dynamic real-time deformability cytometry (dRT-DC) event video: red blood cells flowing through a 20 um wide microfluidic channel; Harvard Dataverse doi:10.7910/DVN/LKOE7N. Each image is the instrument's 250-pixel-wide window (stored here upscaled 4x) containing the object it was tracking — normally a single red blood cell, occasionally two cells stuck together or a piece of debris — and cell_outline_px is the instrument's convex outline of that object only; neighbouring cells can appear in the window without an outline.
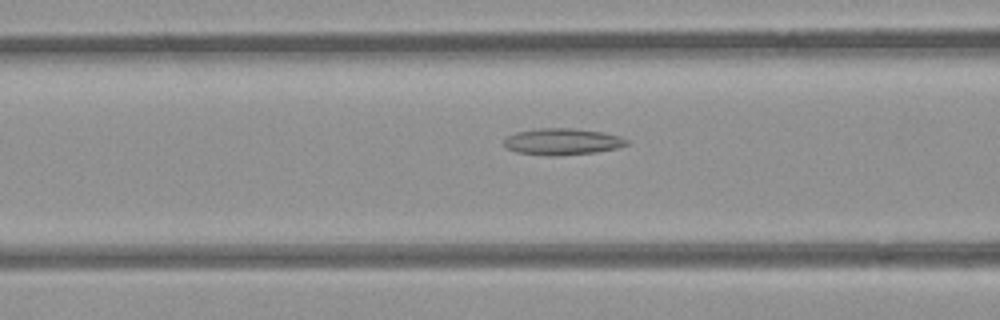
{"species": "common noctule bat (a hibernating species)", "species_latin": "Nyctalus noctula", "temperature_condition": "room temperature", "stored_images_in_passage": 38, "camera_frame_rate_fps": 3000, "um_per_image_px": 0.085, "animal": {"sex": "female", "body_mass_g": 21.9}, "frame": {"image": 1, "passage_image": 17, "time_ms": 5.333, "image_size_px": [1000, 320], "cell_outline_px": [[628, 144], [616, 148], [596, 152], [556, 156], [548, 156], [516, 152], [508, 148], [504, 144], [504, 140], [508, 136], [516, 132], [536, 128], [576, 128], [604, 132], [620, 136], [628, 140]], "centroid_in_image_um": [47.8, 12.03], "position_along_channel_um": 118.8, "area_um2": 19.07}}
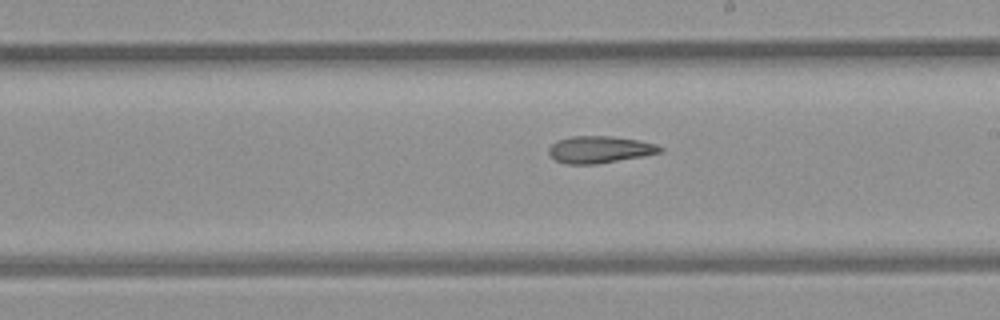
{"frame": {"image": 2, "passage_image": 26, "time_ms": 8.333, "image_size_px": [1000, 320], "cell_outline_px": [[664, 148], [660, 152], [644, 156], [596, 164], [568, 164], [556, 160], [548, 152], [548, 148], [556, 140], [572, 136], [612, 136], [636, 140], [656, 144]], "centroid_in_image_um": [50.96, 12.71], "position_along_channel_um": 238.0, "area_um2": 17.4}}
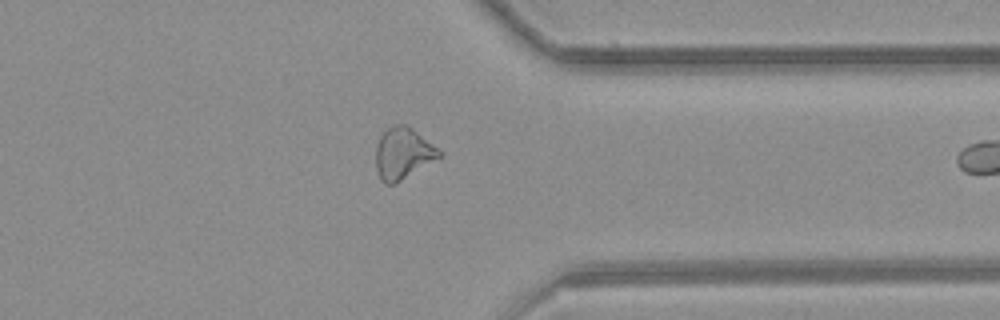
{"frame": {"image": 3, "passage_image": 37, "time_ms": 12.0, "image_size_px": [1000, 320], "cell_outline_px": [[444, 156], [400, 180], [392, 184], [384, 184], [380, 180], [376, 168], [376, 144], [380, 136], [392, 124], [408, 124], [444, 152]], "centroid_in_image_um": [34.29, 13.01], "position_along_channel_um": 377.1, "area_um2": 19.31}}